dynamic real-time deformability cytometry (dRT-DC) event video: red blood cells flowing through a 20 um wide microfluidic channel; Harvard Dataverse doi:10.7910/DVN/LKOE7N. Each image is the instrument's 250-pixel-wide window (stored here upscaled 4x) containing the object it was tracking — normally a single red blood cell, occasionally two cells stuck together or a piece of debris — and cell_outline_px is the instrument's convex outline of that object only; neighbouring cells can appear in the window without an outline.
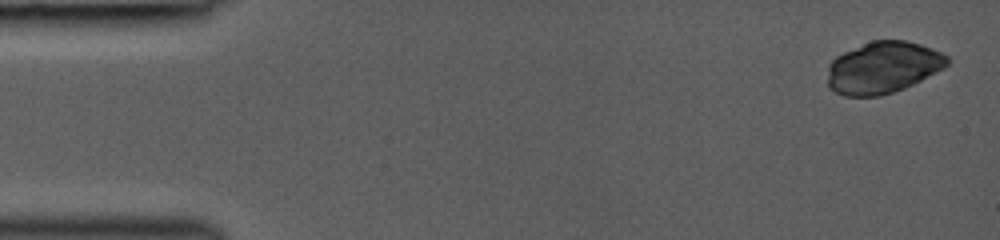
{"species": "common noctule bat (a hibernating species)", "species_latin": "Nyctalus noctula", "temperature_condition": "room temperature", "stored_images_in_passage": 27, "camera_frame_rate_fps": 3000, "um_per_image_px": 0.085, "animal": {"sex": "female", "body_mass_g": 19.0, "forearm_length_mm": 53.3}, "frame": {"image": 1, "passage_image": 1, "time_ms": 0.0, "image_size_px": [1000, 240], "cell_outline_px": [[948, 64], [944, 68], [904, 88], [880, 96], [844, 96], [828, 88], [828, 64], [836, 56], [844, 52], [872, 40], [904, 40], [920, 44], [932, 48], [948, 56]], "centroid_in_image_um": [75.03, 5.74], "position_along_channel_um": 10.0, "area_um2": 36.01}}